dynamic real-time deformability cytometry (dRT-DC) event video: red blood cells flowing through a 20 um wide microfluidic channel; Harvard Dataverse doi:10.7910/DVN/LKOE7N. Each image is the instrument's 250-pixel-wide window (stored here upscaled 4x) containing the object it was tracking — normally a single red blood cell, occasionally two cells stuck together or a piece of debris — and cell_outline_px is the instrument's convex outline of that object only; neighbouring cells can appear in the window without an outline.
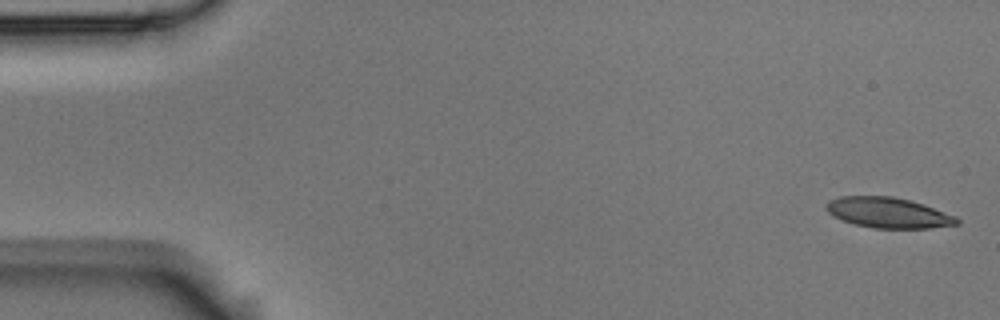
{"species": "Egyptian fruit bat (a non-hibernating species)", "species_latin": "Rousettus aegyptiacus", "temperature_condition": "room temperature", "stored_images_in_passage": 5, "camera_frame_rate_fps": 3000, "um_per_image_px": 0.085, "animal": {"sex": "male"}, "frame": {"image": 1, "passage_image": 1, "time_ms": 0.0, "image_size_px": [1000, 320], "cell_outline_px": [[960, 224], [928, 228], [872, 228], [852, 224], [832, 216], [824, 208], [828, 200], [840, 196], [892, 196], [924, 204], [956, 216], [960, 220]], "centroid_in_image_um": [75.47, 18.08], "position_along_channel_um": 9.5, "area_um2": 23.41}}
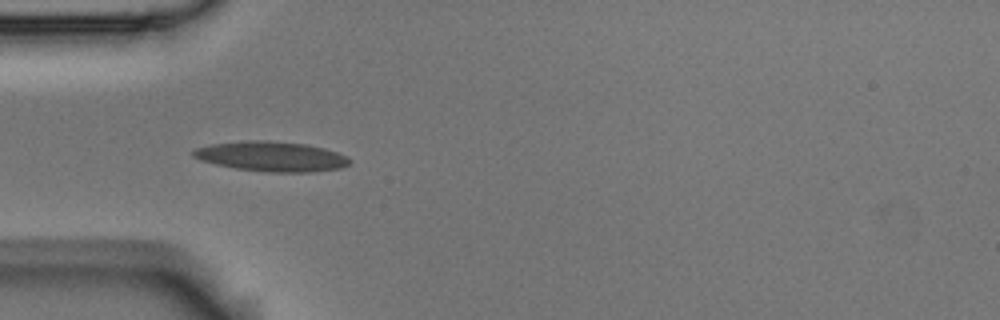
{"frame": {"image": 2, "passage_image": 4, "time_ms": 1.0, "image_size_px": [1000, 320], "cell_outline_px": [[352, 160], [348, 164], [340, 168], [308, 172], [268, 172], [236, 168], [216, 164], [200, 160], [192, 156], [192, 152], [196, 148], [212, 144], [244, 140], [268, 140], [308, 144], [324, 148], [348, 156]], "centroid_in_image_um": [23.08, 13.28], "position_along_channel_um": 61.9, "area_um2": 27.28}}
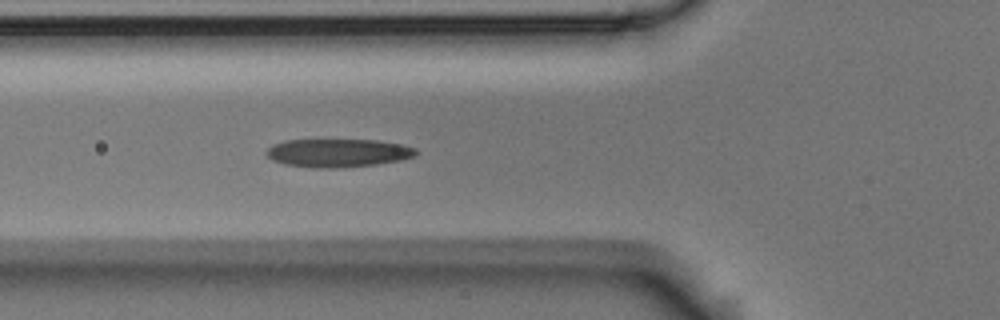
{"frame": {"image": 3, "passage_image": 5, "time_ms": 1.333, "image_size_px": [1000, 320], "cell_outline_px": [[420, 152], [416, 156], [400, 160], [376, 164], [340, 168], [312, 168], [288, 164], [272, 160], [264, 152], [272, 144], [284, 140], [376, 140], [400, 144], [416, 148]], "centroid_in_image_um": [28.74, 13.0], "position_along_channel_um": 97.1, "area_um2": 24.74}}